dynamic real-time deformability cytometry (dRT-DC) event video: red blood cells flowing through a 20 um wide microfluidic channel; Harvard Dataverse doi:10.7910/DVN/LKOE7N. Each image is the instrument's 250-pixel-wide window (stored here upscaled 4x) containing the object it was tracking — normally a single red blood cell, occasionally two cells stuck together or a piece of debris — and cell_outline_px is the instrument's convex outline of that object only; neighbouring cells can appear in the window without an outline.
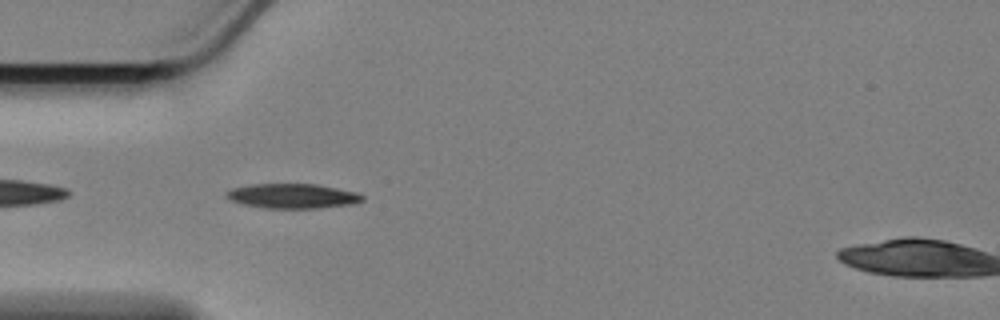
{"species": "Egyptian fruit bat (a non-hibernating species)", "species_latin": "Rousettus aegyptiacus", "temperature_condition": "cold", "stored_images_in_passage": 32, "camera_frame_rate_fps": 3000, "um_per_image_px": 0.085, "animal": {"sex": "female"}, "frame": {"image": 1, "passage_image": 2, "time_ms": 0.333, "image_size_px": [1000, 320], "cell_outline_px": [[364, 200], [356, 204], [320, 208], [264, 208], [244, 204], [232, 200], [224, 196], [224, 192], [232, 188], [252, 184], [316, 184], [356, 192], [364, 196]], "centroid_in_image_um": [24.89, 16.66], "position_along_channel_um": 60.1, "area_um2": 19.65}}
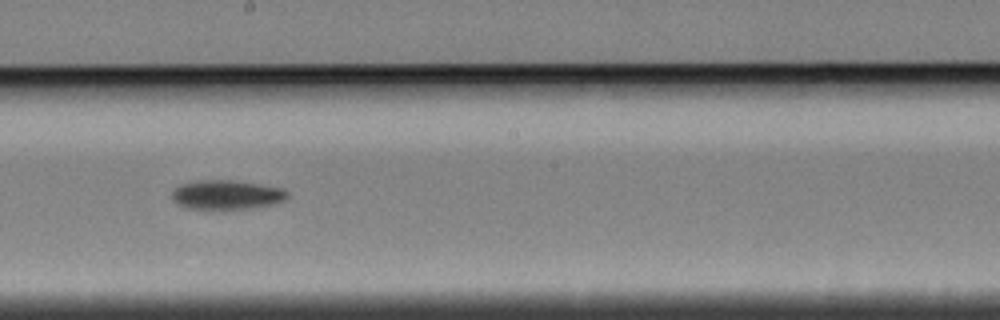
{"frame": {"image": 2, "passage_image": 17, "time_ms": 5.333, "image_size_px": [1000, 320], "cell_outline_px": [[288, 196], [284, 200], [272, 204], [252, 208], [188, 208], [176, 204], [172, 200], [172, 192], [180, 184], [196, 180], [232, 180], [280, 188], [288, 192]], "centroid_in_image_um": [19.22, 16.54], "position_along_channel_um": 229.0, "area_um2": 19.36}}
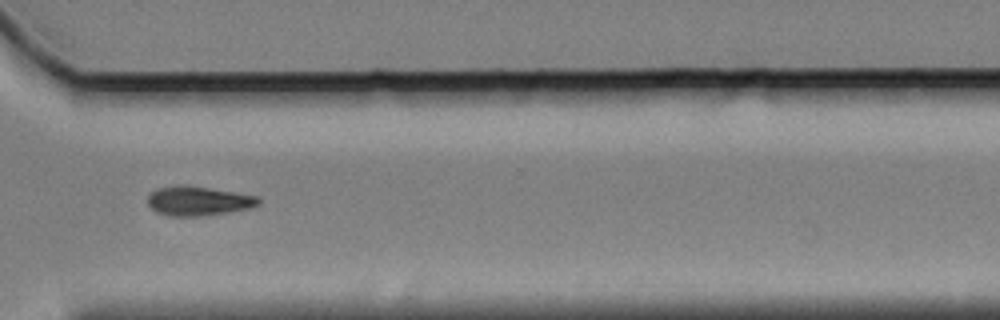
{"frame": {"image": 3, "passage_image": 28, "time_ms": 9.0, "image_size_px": [1000, 320], "cell_outline_px": [[260, 204], [248, 208], [228, 212], [200, 216], [168, 216], [156, 212], [148, 204], [148, 196], [156, 188], [180, 184], [208, 188], [256, 196], [260, 200]], "centroid_in_image_um": [16.8, 17.08], "position_along_channel_um": 353.8, "area_um2": 18.73}, "authors_computed_cell_mechanics": {"area_um2": 18.9873, "velocity_mm_per_s": 3.4051, "shape_relaxation_time_tau1_ms": 2.8463, "shape_relaxation_time_tau2_ms": null, "deformation_change_tau1": 0.1101, "deformation_change_tau2": null}}